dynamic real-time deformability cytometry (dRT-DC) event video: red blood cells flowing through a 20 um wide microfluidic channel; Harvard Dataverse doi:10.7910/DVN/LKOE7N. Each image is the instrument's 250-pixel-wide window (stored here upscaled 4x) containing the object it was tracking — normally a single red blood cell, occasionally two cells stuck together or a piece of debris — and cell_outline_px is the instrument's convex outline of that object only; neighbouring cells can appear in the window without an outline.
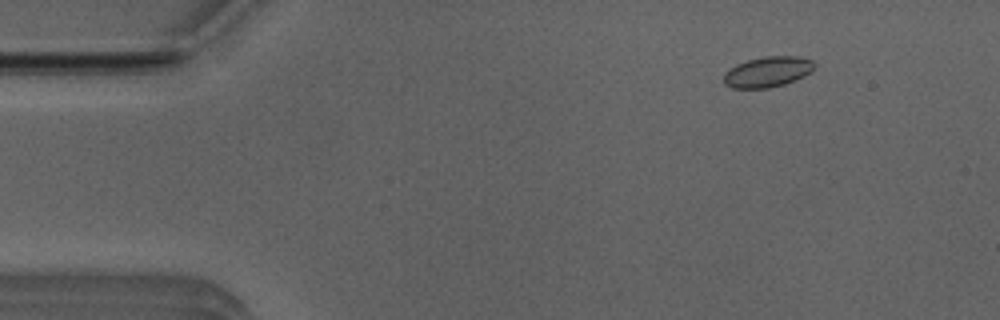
{"species": "Egyptian fruit bat (a non-hibernating species)", "species_latin": "Rousettus aegyptiacus", "temperature_condition": "room temperature", "stored_images_in_passage": 52, "camera_frame_rate_fps": 3000, "um_per_image_px": 0.085, "animal": {"sex": "male"}, "frame": {"image": 1, "passage_image": 6, "time_ms": 1.667, "image_size_px": [1000, 320], "cell_outline_px": [[816, 64], [812, 72], [804, 76], [784, 84], [768, 88], [732, 88], [724, 84], [724, 72], [736, 64], [748, 60], [764, 56], [800, 56], [812, 60]], "centroid_in_image_um": [65.26, 6.1], "position_along_channel_um": 19.7, "area_um2": 16.24}}
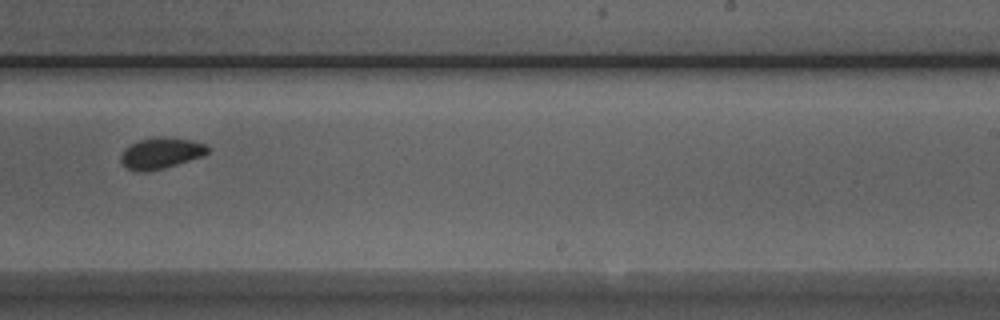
{"frame": {"image": 2, "passage_image": 32, "time_ms": 10.333, "image_size_px": [1000, 320], "cell_outline_px": [[208, 152], [204, 156], [164, 168], [148, 172], [136, 172], [128, 168], [120, 160], [120, 156], [124, 148], [140, 140], [160, 136], [164, 136], [192, 140], [204, 144], [208, 148]], "centroid_in_image_um": [13.67, 13.02], "position_along_channel_um": 275.3, "area_um2": 15.78}}
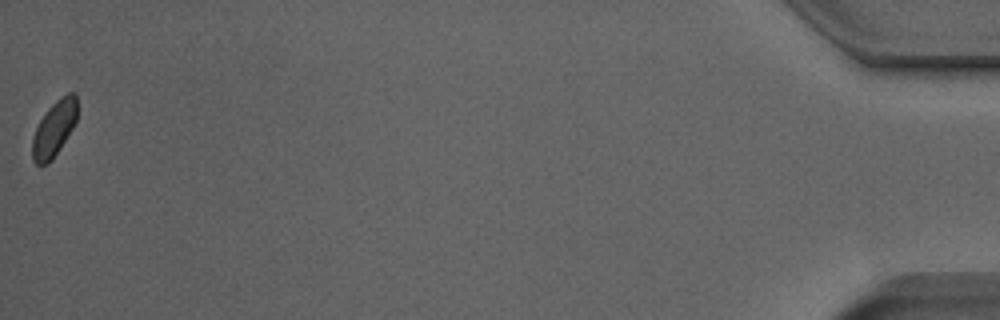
{"frame": {"image": 3, "passage_image": 52, "time_ms": 17.0, "image_size_px": [1000, 320], "cell_outline_px": [[76, 120], [72, 128], [52, 160], [48, 164], [36, 164], [32, 160], [32, 136], [40, 120], [48, 108], [60, 96], [68, 92], [76, 92]], "centroid_in_image_um": [4.58, 10.92], "position_along_channel_um": 430.6, "area_um2": 14.39}}